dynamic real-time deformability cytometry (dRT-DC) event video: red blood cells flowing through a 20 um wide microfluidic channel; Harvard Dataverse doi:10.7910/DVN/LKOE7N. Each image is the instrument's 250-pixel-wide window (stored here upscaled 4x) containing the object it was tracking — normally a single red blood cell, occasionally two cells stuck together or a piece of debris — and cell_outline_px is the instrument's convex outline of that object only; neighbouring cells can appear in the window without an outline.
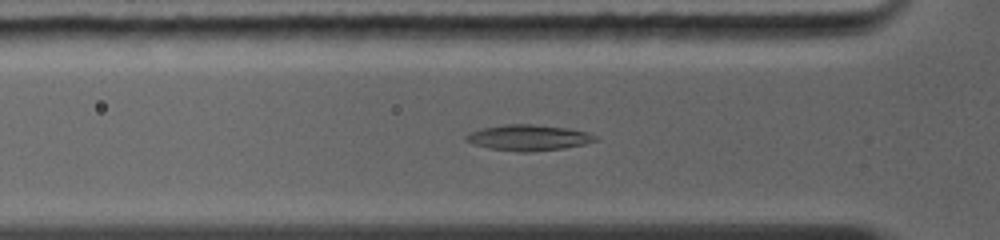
{"species": "common noctule bat (a hibernating species)", "species_latin": "Nyctalus noctula", "temperature_condition": "warm", "stored_images_in_passage": 16, "camera_frame_rate_fps": 5000, "um_per_image_px": 0.085, "animal": {"sex": "female", "body_mass_g": 19.0, "forearm_length_mm": 56.7}, "frame": {"image": 1, "passage_image": 3, "time_ms": 1.0, "image_size_px": [1000, 240], "cell_outline_px": [[600, 140], [584, 144], [564, 148], [528, 152], [520, 152], [488, 148], [472, 144], [464, 140], [464, 136], [480, 128], [504, 124], [532, 124], [568, 128], [588, 132], [596, 136]], "centroid_in_image_um": [44.91, 11.7], "position_along_channel_um": 80.9, "area_um2": 19.59}}
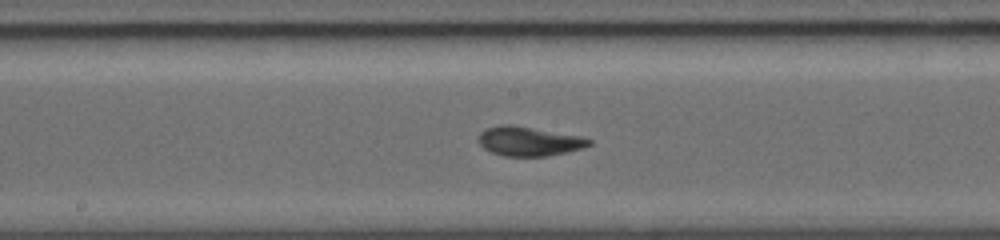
{"frame": {"image": 2, "passage_image": 8, "time_ms": 3.8, "image_size_px": [1000, 240], "cell_outline_px": [[592, 144], [568, 152], [548, 156], [504, 156], [492, 152], [484, 148], [476, 140], [480, 132], [488, 128], [500, 124], [512, 124], [580, 136], [592, 140]], "centroid_in_image_um": [44.93, 12.0], "position_along_channel_um": 203.3, "area_um2": 18.9}}
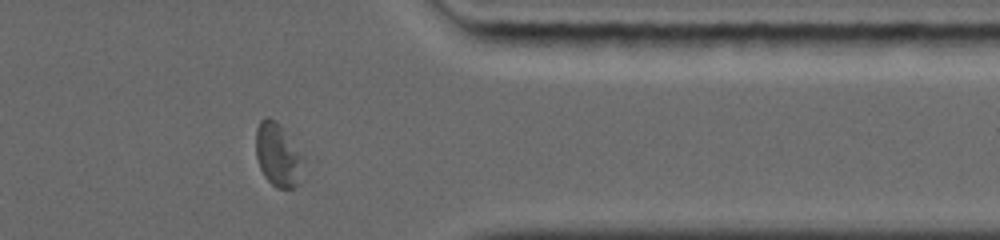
{"frame": {"image": 3, "passage_image": 15, "time_ms": 8.2, "image_size_px": [1000, 240], "cell_outline_px": [[304, 180], [300, 184], [292, 188], [276, 188], [264, 176], [260, 168], [256, 156], [256, 128], [260, 120], [264, 116], [268, 116], [276, 120], [280, 124], [304, 156]], "centroid_in_image_um": [23.67, 13.18], "position_along_channel_um": 387.7, "area_um2": 18.21}, "authors_computed_cell_mechanics": {"area_um2": 18.8139, "velocity_mm_per_s": 4.3714, "shape_relaxation_time_tau1_ms": 3.9225, "shape_relaxation_time_tau2_ms": 2.6779, "deformation_change_tau1": 0.1771, "deformation_change_tau2": 0.1007}}